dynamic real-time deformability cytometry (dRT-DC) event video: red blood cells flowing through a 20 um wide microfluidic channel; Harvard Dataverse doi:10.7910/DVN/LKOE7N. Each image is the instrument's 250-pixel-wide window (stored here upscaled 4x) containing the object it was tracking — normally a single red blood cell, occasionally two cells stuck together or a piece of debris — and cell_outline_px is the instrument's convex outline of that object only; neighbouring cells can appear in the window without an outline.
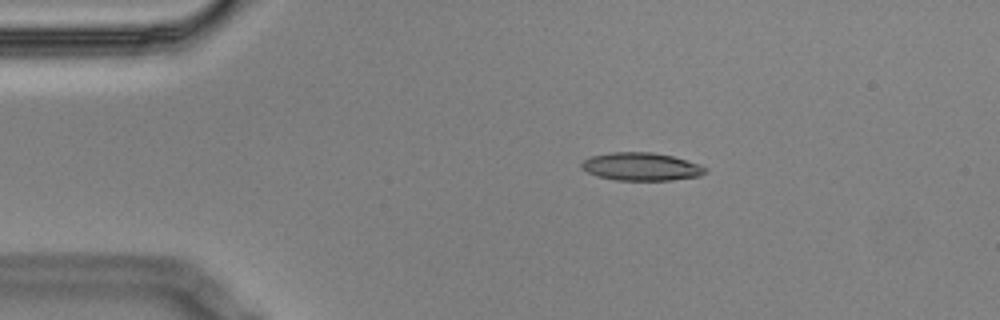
{"species": "Egyptian fruit bat (a non-hibernating species)", "species_latin": "Rousettus aegyptiacus", "temperature_condition": "cold", "stored_images_in_passage": 3, "camera_frame_rate_fps": 3000, "um_per_image_px": 0.085, "animal": {"sex": "male"}, "frame": {"image": 1, "passage_image": 1, "time_ms": 0.0, "image_size_px": [1000, 320], "cell_outline_px": [[708, 168], [700, 176], [672, 180], [616, 180], [596, 176], [588, 172], [580, 164], [584, 160], [592, 156], [612, 152], [652, 152], [672, 156], [700, 164]], "centroid_in_image_um": [54.52, 14.16], "position_along_channel_um": 30.5, "area_um2": 20.06}}